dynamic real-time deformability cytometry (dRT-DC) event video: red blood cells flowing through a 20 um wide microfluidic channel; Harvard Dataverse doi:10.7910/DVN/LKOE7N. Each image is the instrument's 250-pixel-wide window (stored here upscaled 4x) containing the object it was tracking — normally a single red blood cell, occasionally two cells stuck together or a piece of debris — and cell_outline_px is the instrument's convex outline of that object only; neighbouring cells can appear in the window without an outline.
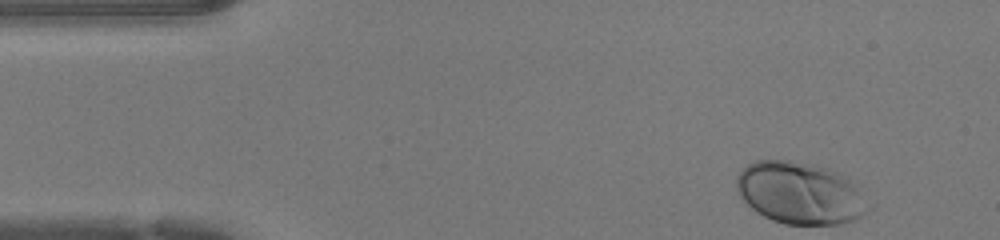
{"species": "human", "species_latin": "Homo sapiens", "temperature_condition": "warm", "stored_images_in_passage": 35, "camera_frame_rate_fps": 3000, "um_per_image_px": 0.085, "donor": {"sex": "female"}, "frame": {"image": 1, "passage_image": 1, "time_ms": 0.0, "image_size_px": [1000, 240], "cell_outline_px": [[876, 204], [872, 208], [860, 216], [852, 220], [840, 224], [784, 224], [772, 220], [756, 212], [736, 192], [736, 176], [748, 164], [756, 160], [792, 160], [812, 164], [828, 168], [836, 172], [848, 180]], "centroid_in_image_um": [68.03, 16.41], "position_along_channel_um": 17.0, "area_um2": 47.97}}
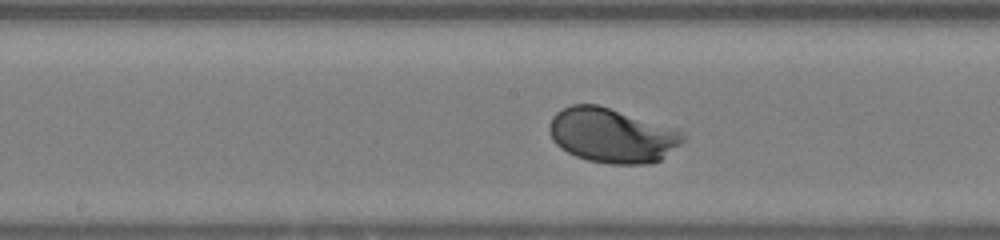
{"frame": {"image": 2, "passage_image": 20, "time_ms": 6.333, "image_size_px": [1000, 240], "cell_outline_px": [[684, 140], [680, 144], [660, 160], [648, 164], [612, 164], [588, 160], [576, 156], [560, 148], [552, 140], [548, 128], [552, 116], [556, 112], [572, 104], [596, 104], [680, 128], [684, 136]], "centroid_in_image_um": [52.03, 11.5], "position_along_channel_um": 196.2, "area_um2": 42.77}}
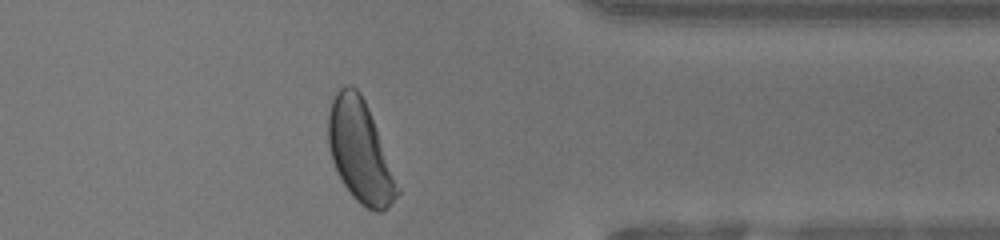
{"frame": {"image": 3, "passage_image": 34, "time_ms": 11.0, "image_size_px": [1000, 240], "cell_outline_px": [[400, 192], [388, 208], [380, 212], [376, 212], [360, 204], [352, 196], [344, 184], [332, 160], [328, 144], [328, 112], [332, 100], [336, 92], [344, 84], [352, 84], [360, 92], [368, 108], [400, 188]], "centroid_in_image_um": [30.6, 12.86], "position_along_channel_um": 380.8, "area_um2": 40.63}, "authors_computed_cell_mechanics": {"area_um2": 41.2692, "velocity_mm_per_s": 4.2485, "shape_relaxation_time_tau1_ms": 1.7042, "shape_relaxation_time_tau2_ms": null, "deformation_change_tau1": 0.1407, "deformation_change_tau2": null}}